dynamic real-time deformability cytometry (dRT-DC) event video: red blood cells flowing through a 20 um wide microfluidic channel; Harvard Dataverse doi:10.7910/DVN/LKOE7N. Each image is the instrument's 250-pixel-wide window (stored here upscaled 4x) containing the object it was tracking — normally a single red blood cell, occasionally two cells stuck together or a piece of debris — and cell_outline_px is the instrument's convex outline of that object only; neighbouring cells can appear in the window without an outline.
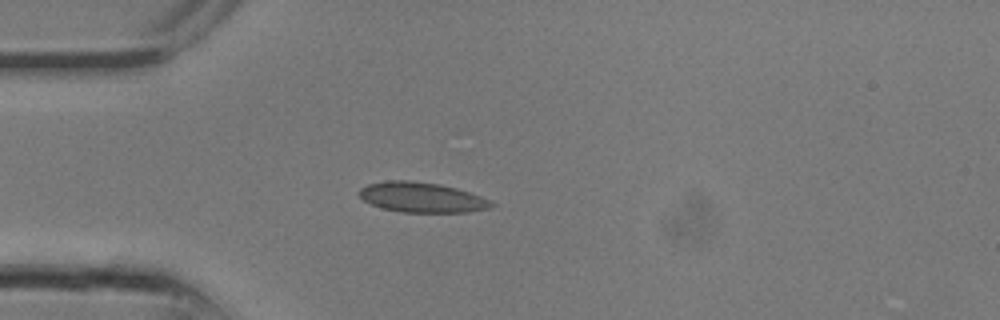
{"species": "common noctule bat (a hibernating species)", "species_latin": "Nyctalus noctula", "temperature_condition": "room temperature", "stored_images_in_passage": 10, "camera_frame_rate_fps": 3000, "um_per_image_px": 0.085, "animal": {"sex": "male", "body_mass_g": 13.3}, "frame": {"image": 1, "passage_image": 6, "time_ms": 1.667, "image_size_px": [1000, 320], "cell_outline_px": [[496, 204], [492, 208], [468, 212], [400, 212], [384, 208], [372, 204], [364, 200], [356, 192], [360, 188], [368, 184], [384, 180], [412, 180], [440, 184], [456, 188], [480, 196]], "centroid_in_image_um": [35.84, 16.77], "position_along_channel_um": 49.2, "area_um2": 23.24}}
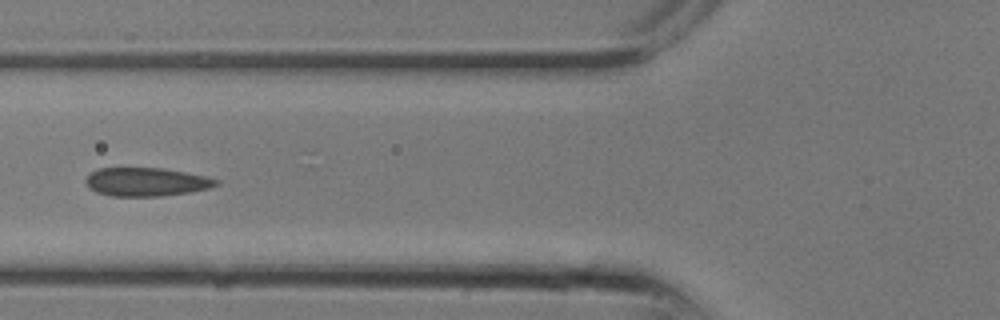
{"frame": {"image": 2, "passage_image": 9, "time_ms": 2.667, "image_size_px": [1000, 320], "cell_outline_px": [[220, 184], [208, 188], [188, 192], [160, 196], [112, 196], [96, 192], [88, 188], [84, 180], [96, 168], [164, 168], [204, 176], [220, 180]], "centroid_in_image_um": [12.4, 15.46], "position_along_channel_um": 113.4, "area_um2": 21.62}}